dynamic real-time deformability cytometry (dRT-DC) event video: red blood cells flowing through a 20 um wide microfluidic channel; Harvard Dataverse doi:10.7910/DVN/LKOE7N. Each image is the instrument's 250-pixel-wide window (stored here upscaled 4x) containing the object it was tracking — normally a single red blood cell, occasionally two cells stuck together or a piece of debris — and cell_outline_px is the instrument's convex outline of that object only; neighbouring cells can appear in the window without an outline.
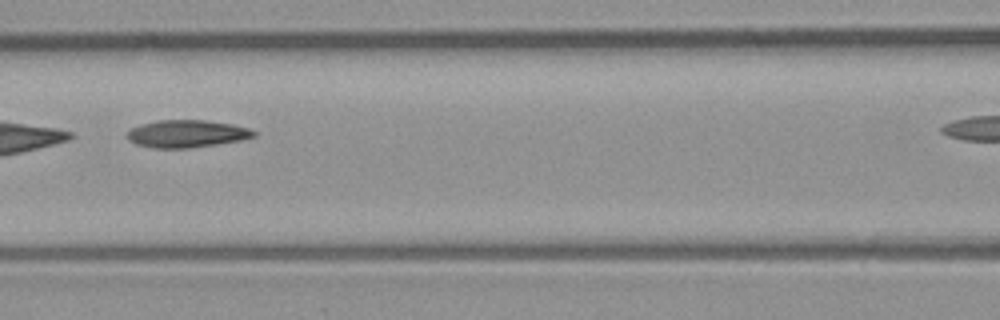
{"species": "common noctule bat (a hibernating species)", "species_latin": "Nyctalus noctula", "temperature_condition": "room temperature", "stored_images_in_passage": 4, "segment_of_instrument_passage": [1, 2], "camera_frame_rate_fps": 3000, "um_per_image_px": 0.085, "animal": {"sex": "male", "body_mass_g": 23.1, "forearm_length_mm": 52.7}, "frame": {"image": 1, "passage_image": 3, "time_ms": 0.667, "image_size_px": [1000, 320], "cell_outline_px": [[256, 136], [240, 140], [216, 144], [188, 148], [152, 148], [136, 144], [128, 140], [124, 136], [132, 128], [140, 124], [160, 120], [204, 120], [232, 124], [248, 128], [256, 132]], "centroid_in_image_um": [15.83, 11.37], "position_along_channel_um": 150.8, "area_um2": 20.23}}